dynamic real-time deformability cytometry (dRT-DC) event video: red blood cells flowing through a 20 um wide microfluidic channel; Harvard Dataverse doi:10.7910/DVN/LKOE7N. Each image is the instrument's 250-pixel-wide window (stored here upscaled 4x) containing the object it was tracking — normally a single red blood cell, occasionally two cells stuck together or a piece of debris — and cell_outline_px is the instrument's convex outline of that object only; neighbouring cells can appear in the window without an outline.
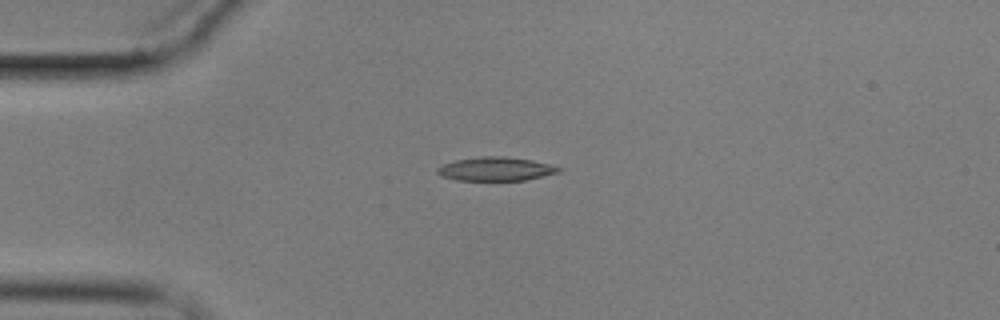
{"species": "common noctule bat (a hibernating species)", "species_latin": "Nyctalus noctula", "temperature_condition": "cold", "stored_images_in_passage": 4, "camera_frame_rate_fps": 3000, "um_per_image_px": 0.085, "animal": {"sex": "male", "body_mass_g": 17.9}, "frame": {"image": 1, "passage_image": 1, "time_ms": 0.0, "image_size_px": [1000, 320], "cell_outline_px": [[564, 168], [560, 172], [524, 180], [456, 180], [440, 176], [436, 172], [436, 168], [444, 164], [456, 160], [480, 156], [504, 156], [532, 160]], "centroid_in_image_um": [42.13, 14.36], "position_along_channel_um": 42.9, "area_um2": 16.76}}
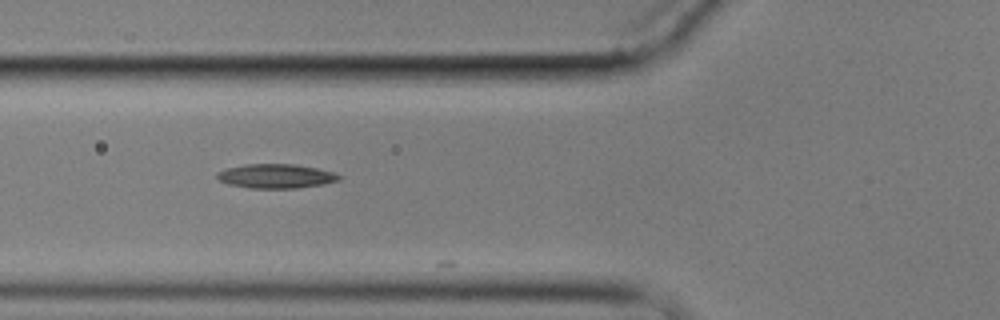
{"frame": {"image": 2, "passage_image": 3, "time_ms": 2.333, "image_size_px": [1000, 320], "cell_outline_px": [[344, 176], [340, 180], [324, 184], [296, 188], [248, 188], [228, 184], [220, 180], [216, 176], [216, 172], [228, 168], [244, 164], [296, 164], [316, 168], [332, 172]], "centroid_in_image_um": [23.47, 14.97], "position_along_channel_um": 102.3, "area_um2": 17.28}}